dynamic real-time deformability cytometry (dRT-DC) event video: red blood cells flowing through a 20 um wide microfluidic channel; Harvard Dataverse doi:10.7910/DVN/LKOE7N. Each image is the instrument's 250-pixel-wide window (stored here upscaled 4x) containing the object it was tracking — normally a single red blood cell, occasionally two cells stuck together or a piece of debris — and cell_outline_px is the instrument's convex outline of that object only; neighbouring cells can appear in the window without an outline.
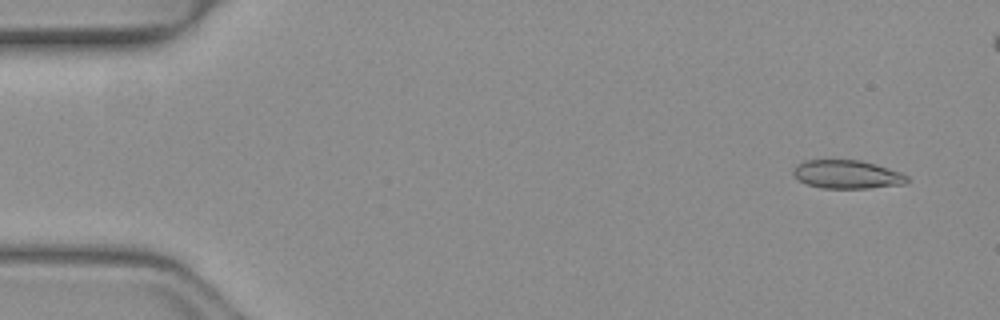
{"species": "common noctule bat (a hibernating species)", "species_latin": "Nyctalus noctula", "temperature_condition": "warm", "stored_images_in_passage": 14, "camera_frame_rate_fps": 3000, "um_per_image_px": 0.085, "animal": {"sex": "female", "body_mass_g": 19.3, "forearm_length_mm": 54.1}, "frame": {"image": 1, "passage_image": 3, "time_ms": 0.667, "image_size_px": [1000, 320], "cell_outline_px": [[908, 184], [868, 188], [820, 188], [808, 184], [800, 180], [792, 172], [792, 168], [796, 164], [804, 160], [860, 160], [876, 164], [900, 172], [908, 176]], "centroid_in_image_um": [72.01, 14.82], "position_along_channel_um": 13.0, "area_um2": 18.96}}